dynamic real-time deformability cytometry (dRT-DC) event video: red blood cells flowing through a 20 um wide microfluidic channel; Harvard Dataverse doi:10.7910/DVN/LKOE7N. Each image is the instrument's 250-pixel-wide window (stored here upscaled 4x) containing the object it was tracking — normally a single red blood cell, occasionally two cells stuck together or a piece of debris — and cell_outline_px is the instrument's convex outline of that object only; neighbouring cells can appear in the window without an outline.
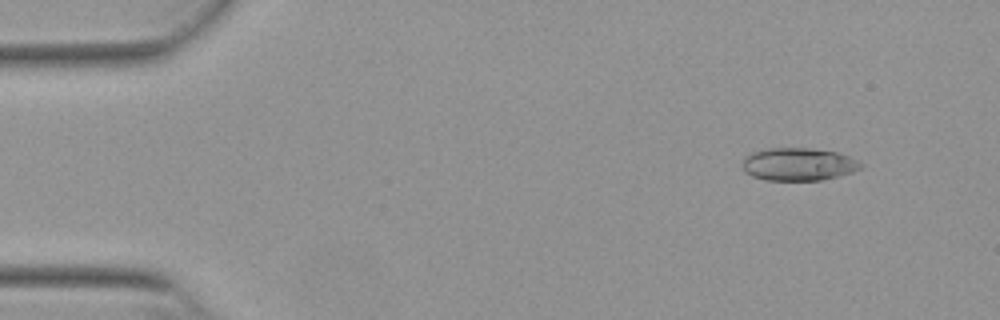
{"species": "Egyptian fruit bat (a non-hibernating species)", "species_latin": "Rousettus aegyptiacus", "temperature_condition": "warm", "stored_images_in_passage": 43, "camera_frame_rate_fps": 3000, "um_per_image_px": 0.085, "animal": {"sex": "female"}, "frame": {"image": 1, "passage_image": 1, "time_ms": 0.0, "image_size_px": [1000, 320], "cell_outline_px": [[864, 164], [860, 168], [852, 172], [840, 176], [820, 180], [764, 180], [752, 176], [744, 172], [740, 164], [744, 156], [752, 152], [768, 148], [808, 148], [836, 152], [860, 160]], "centroid_in_image_um": [67.83, 13.96], "position_along_channel_um": 17.2, "area_um2": 22.89}}
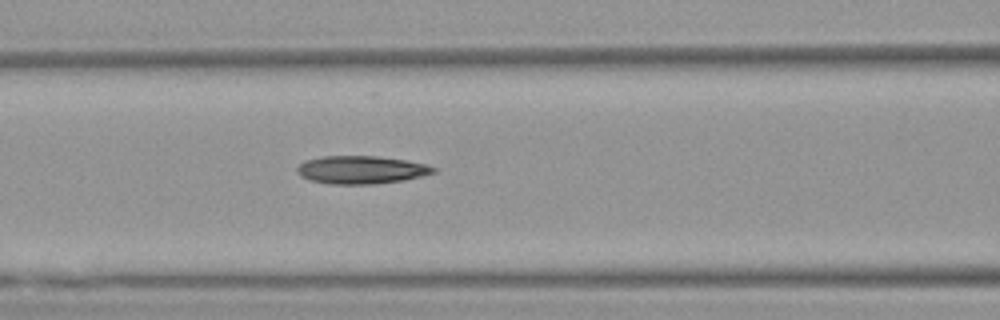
{"frame": {"image": 2, "passage_image": 18, "time_ms": 5.667, "image_size_px": [1000, 320], "cell_outline_px": [[436, 172], [404, 180], [376, 184], [328, 184], [308, 180], [300, 176], [296, 172], [296, 168], [304, 160], [320, 156], [376, 156], [408, 160], [428, 164], [436, 168]], "centroid_in_image_um": [30.68, 14.43], "position_along_channel_um": 135.9, "area_um2": 22.54}}
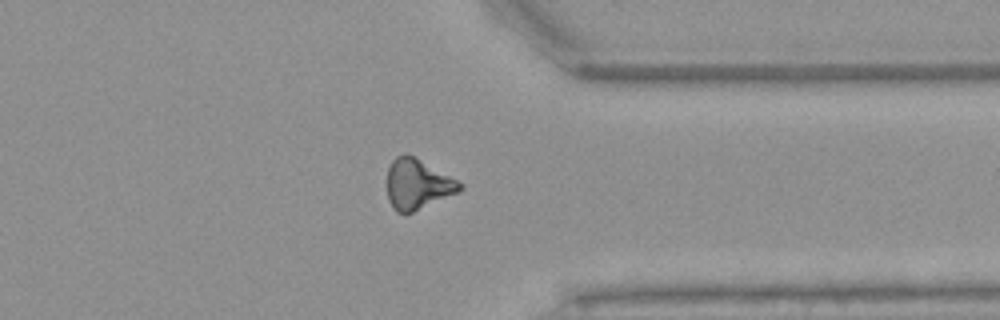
{"frame": {"image": 3, "passage_image": 37, "time_ms": 12.0, "image_size_px": [1000, 320], "cell_outline_px": [[464, 188], [456, 192], [404, 216], [396, 212], [392, 208], [388, 200], [388, 168], [392, 160], [396, 156], [404, 152], [408, 152], [464, 184]], "centroid_in_image_um": [35.45, 15.65], "position_along_channel_um": 375.9, "area_um2": 21.39}}